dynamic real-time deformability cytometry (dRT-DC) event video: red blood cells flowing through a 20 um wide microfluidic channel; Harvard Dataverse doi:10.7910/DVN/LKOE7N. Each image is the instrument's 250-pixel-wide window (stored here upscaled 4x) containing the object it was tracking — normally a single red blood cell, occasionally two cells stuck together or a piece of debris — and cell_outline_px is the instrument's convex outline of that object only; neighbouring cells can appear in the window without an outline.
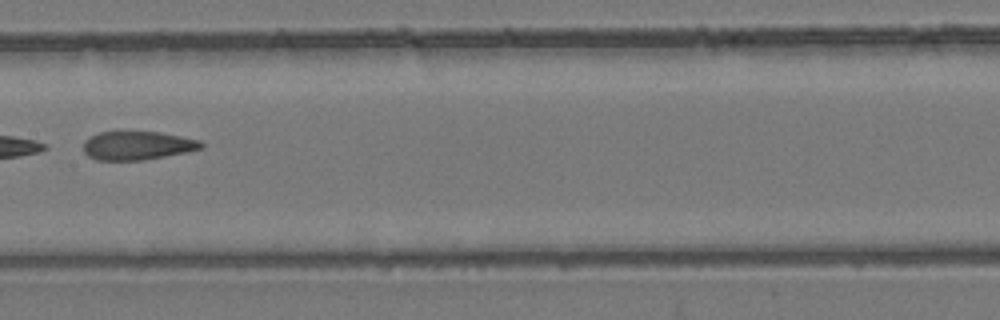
{"species": "common noctule bat (a hibernating species)", "species_latin": "Nyctalus noctula", "temperature_condition": "room temperature", "stored_images_in_passage": 8, "camera_frame_rate_fps": 3000, "um_per_image_px": 0.085, "animal": {"sex": "female", "body_mass_g": 24.6, "forearm_length_mm": 56.2}, "frame": {"image": 1, "passage_image": 7, "time_ms": 2.0, "image_size_px": [1000, 320], "cell_outline_px": [[204, 148], [188, 152], [144, 160], [96, 160], [88, 156], [84, 152], [84, 140], [88, 136], [100, 132], [120, 128], [160, 132], [200, 140], [204, 144]], "centroid_in_image_um": [11.65, 12.32], "position_along_channel_um": 195.8, "area_um2": 20.63}}
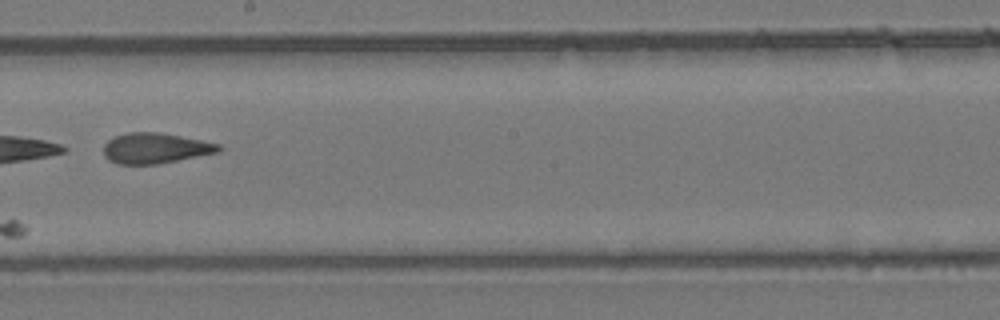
{"frame": {"image": 2, "passage_image": 8, "time_ms": 2.333, "image_size_px": [1000, 320], "cell_outline_px": [[220, 152], [156, 164], [116, 164], [108, 160], [104, 156], [104, 144], [108, 140], [116, 136], [128, 132], [156, 132], [180, 136], [220, 144]], "centroid_in_image_um": [13.17, 12.6], "position_along_channel_um": 235.0, "area_um2": 20.29}}